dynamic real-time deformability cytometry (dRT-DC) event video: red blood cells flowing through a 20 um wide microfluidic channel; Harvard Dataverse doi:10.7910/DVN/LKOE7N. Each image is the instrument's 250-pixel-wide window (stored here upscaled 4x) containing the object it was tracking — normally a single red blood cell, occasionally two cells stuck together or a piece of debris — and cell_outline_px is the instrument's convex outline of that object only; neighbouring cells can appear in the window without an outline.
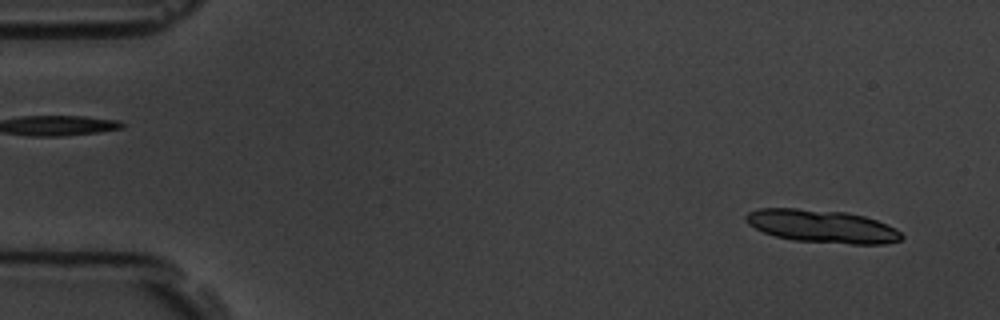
{"species": "common noctule bat (a hibernating species)", "species_latin": "Nyctalus noctula", "temperature_condition": "room temperature", "stored_images_in_passage": 15, "camera_frame_rate_fps": 3000, "um_per_image_px": 0.085, "animal": {"sex": "male", "body_mass_g": 19.5, "forearm_length_mm": 54.6}, "frame": {"image": 1, "passage_image": 3, "time_ms": 0.667, "image_size_px": [1000, 320], "cell_outline_px": [[904, 236], [900, 240], [884, 244], [852, 244], [792, 240], [776, 236], [764, 232], [748, 224], [744, 220], [744, 216], [748, 212], [760, 208], [796, 208], [844, 212], [864, 216], [888, 224], [900, 232]], "centroid_in_image_um": [69.86, 19.23], "position_along_channel_um": 15.1, "area_um2": 29.82}}